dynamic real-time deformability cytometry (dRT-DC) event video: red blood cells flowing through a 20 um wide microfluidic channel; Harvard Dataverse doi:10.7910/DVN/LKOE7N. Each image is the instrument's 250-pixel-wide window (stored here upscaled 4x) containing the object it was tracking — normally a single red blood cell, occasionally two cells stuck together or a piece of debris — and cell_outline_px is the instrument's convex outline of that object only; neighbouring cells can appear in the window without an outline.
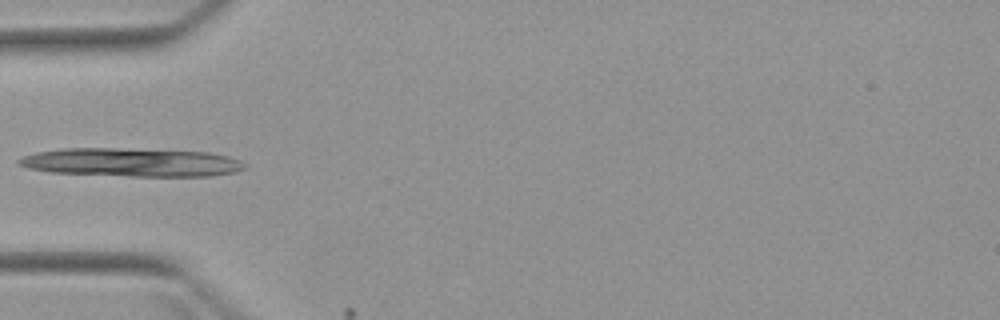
{"species": "Egyptian fruit bat (a non-hibernating species)", "species_latin": "Rousettus aegyptiacus", "temperature_condition": "warm", "stored_images_in_passage": 5, "camera_frame_rate_fps": 3000, "um_per_image_px": 0.085, "animal": {"sex": "female"}, "frame": {"image": 1, "passage_image": 4, "time_ms": 4.667, "image_size_px": [1000, 320], "cell_outline_px": [[244, 168], [236, 172], [212, 176], [128, 176], [52, 172], [28, 168], [16, 164], [16, 160], [24, 156], [36, 152], [60, 148], [116, 148], [208, 152], [228, 156], [240, 160], [244, 164]], "centroid_in_image_um": [11.15, 13.79], "position_along_channel_um": 73.8, "area_um2": 37.51}}